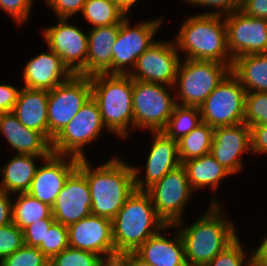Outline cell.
<instances>
[{
  "label": "cell",
  "mask_w": 267,
  "mask_h": 266,
  "mask_svg": "<svg viewBox=\"0 0 267 266\" xmlns=\"http://www.w3.org/2000/svg\"><path fill=\"white\" fill-rule=\"evenodd\" d=\"M206 212L192 224L184 226L183 220L175 223L184 245L188 266H206L216 255L224 251L238 237L233 220L214 194Z\"/></svg>",
  "instance_id": "6da1fadb"
},
{
  "label": "cell",
  "mask_w": 267,
  "mask_h": 266,
  "mask_svg": "<svg viewBox=\"0 0 267 266\" xmlns=\"http://www.w3.org/2000/svg\"><path fill=\"white\" fill-rule=\"evenodd\" d=\"M89 184L91 214L112 220L136 191L132 166L112 156L94 168L88 158L79 159L77 168Z\"/></svg>",
  "instance_id": "7a4b0ae2"
},
{
  "label": "cell",
  "mask_w": 267,
  "mask_h": 266,
  "mask_svg": "<svg viewBox=\"0 0 267 266\" xmlns=\"http://www.w3.org/2000/svg\"><path fill=\"white\" fill-rule=\"evenodd\" d=\"M181 25L173 41L184 59L217 61L231 69L233 59L223 16L198 13L186 17Z\"/></svg>",
  "instance_id": "3957f363"
},
{
  "label": "cell",
  "mask_w": 267,
  "mask_h": 266,
  "mask_svg": "<svg viewBox=\"0 0 267 266\" xmlns=\"http://www.w3.org/2000/svg\"><path fill=\"white\" fill-rule=\"evenodd\" d=\"M165 226L150 196L145 191L136 190L112 219L116 254L134 253Z\"/></svg>",
  "instance_id": "277c9868"
},
{
  "label": "cell",
  "mask_w": 267,
  "mask_h": 266,
  "mask_svg": "<svg viewBox=\"0 0 267 266\" xmlns=\"http://www.w3.org/2000/svg\"><path fill=\"white\" fill-rule=\"evenodd\" d=\"M91 96L110 134L127 140L133 128V79L129 75L99 74L90 77Z\"/></svg>",
  "instance_id": "5b68a950"
},
{
  "label": "cell",
  "mask_w": 267,
  "mask_h": 266,
  "mask_svg": "<svg viewBox=\"0 0 267 266\" xmlns=\"http://www.w3.org/2000/svg\"><path fill=\"white\" fill-rule=\"evenodd\" d=\"M229 72L217 61L182 58L173 85L176 104L200 107Z\"/></svg>",
  "instance_id": "8992f818"
},
{
  "label": "cell",
  "mask_w": 267,
  "mask_h": 266,
  "mask_svg": "<svg viewBox=\"0 0 267 266\" xmlns=\"http://www.w3.org/2000/svg\"><path fill=\"white\" fill-rule=\"evenodd\" d=\"M173 92L172 86L133 80V130L162 131L176 106Z\"/></svg>",
  "instance_id": "52a82bcc"
},
{
  "label": "cell",
  "mask_w": 267,
  "mask_h": 266,
  "mask_svg": "<svg viewBox=\"0 0 267 266\" xmlns=\"http://www.w3.org/2000/svg\"><path fill=\"white\" fill-rule=\"evenodd\" d=\"M103 130L110 133L102 122L96 101L91 96L75 117L53 138L52 153L85 159V147L98 139Z\"/></svg>",
  "instance_id": "ba28073f"
},
{
  "label": "cell",
  "mask_w": 267,
  "mask_h": 266,
  "mask_svg": "<svg viewBox=\"0 0 267 266\" xmlns=\"http://www.w3.org/2000/svg\"><path fill=\"white\" fill-rule=\"evenodd\" d=\"M163 18L141 20L131 26L129 16L119 24V32L112 47V74L129 75L136 65L137 59L157 40Z\"/></svg>",
  "instance_id": "9c48e42d"
},
{
  "label": "cell",
  "mask_w": 267,
  "mask_h": 266,
  "mask_svg": "<svg viewBox=\"0 0 267 266\" xmlns=\"http://www.w3.org/2000/svg\"><path fill=\"white\" fill-rule=\"evenodd\" d=\"M246 91L229 72L200 105L201 122L212 128L244 122Z\"/></svg>",
  "instance_id": "30bf717a"
},
{
  "label": "cell",
  "mask_w": 267,
  "mask_h": 266,
  "mask_svg": "<svg viewBox=\"0 0 267 266\" xmlns=\"http://www.w3.org/2000/svg\"><path fill=\"white\" fill-rule=\"evenodd\" d=\"M157 215L166 225L184 220V210L195 193L188 181L185 167L180 164L145 191Z\"/></svg>",
  "instance_id": "8fae6325"
},
{
  "label": "cell",
  "mask_w": 267,
  "mask_h": 266,
  "mask_svg": "<svg viewBox=\"0 0 267 266\" xmlns=\"http://www.w3.org/2000/svg\"><path fill=\"white\" fill-rule=\"evenodd\" d=\"M90 97V77L81 75H73L49 91L48 129L50 142L75 117Z\"/></svg>",
  "instance_id": "7c38bea8"
},
{
  "label": "cell",
  "mask_w": 267,
  "mask_h": 266,
  "mask_svg": "<svg viewBox=\"0 0 267 266\" xmlns=\"http://www.w3.org/2000/svg\"><path fill=\"white\" fill-rule=\"evenodd\" d=\"M58 24L43 28L42 35L47 47L55 52L74 75L86 69L88 33L68 18H58Z\"/></svg>",
  "instance_id": "4fadbf2b"
},
{
  "label": "cell",
  "mask_w": 267,
  "mask_h": 266,
  "mask_svg": "<svg viewBox=\"0 0 267 266\" xmlns=\"http://www.w3.org/2000/svg\"><path fill=\"white\" fill-rule=\"evenodd\" d=\"M180 61L174 41L158 39L137 59L129 76L133 80L173 87Z\"/></svg>",
  "instance_id": "5bb4252c"
},
{
  "label": "cell",
  "mask_w": 267,
  "mask_h": 266,
  "mask_svg": "<svg viewBox=\"0 0 267 266\" xmlns=\"http://www.w3.org/2000/svg\"><path fill=\"white\" fill-rule=\"evenodd\" d=\"M227 45L232 59L239 56L267 53V20L236 10L224 16Z\"/></svg>",
  "instance_id": "9a60e30c"
},
{
  "label": "cell",
  "mask_w": 267,
  "mask_h": 266,
  "mask_svg": "<svg viewBox=\"0 0 267 266\" xmlns=\"http://www.w3.org/2000/svg\"><path fill=\"white\" fill-rule=\"evenodd\" d=\"M150 133L152 134L151 137L154 138L148 156H146L145 169L131 164L137 191H146L169 171L182 164L176 140L167 137L162 131ZM141 171L143 174H141Z\"/></svg>",
  "instance_id": "2e32d148"
},
{
  "label": "cell",
  "mask_w": 267,
  "mask_h": 266,
  "mask_svg": "<svg viewBox=\"0 0 267 266\" xmlns=\"http://www.w3.org/2000/svg\"><path fill=\"white\" fill-rule=\"evenodd\" d=\"M78 162L76 157L51 153L38 166L27 193L52 207Z\"/></svg>",
  "instance_id": "e0dca14e"
},
{
  "label": "cell",
  "mask_w": 267,
  "mask_h": 266,
  "mask_svg": "<svg viewBox=\"0 0 267 266\" xmlns=\"http://www.w3.org/2000/svg\"><path fill=\"white\" fill-rule=\"evenodd\" d=\"M251 153V127L242 122L214 128L210 154L231 174L243 169L242 155Z\"/></svg>",
  "instance_id": "ac0fdd59"
},
{
  "label": "cell",
  "mask_w": 267,
  "mask_h": 266,
  "mask_svg": "<svg viewBox=\"0 0 267 266\" xmlns=\"http://www.w3.org/2000/svg\"><path fill=\"white\" fill-rule=\"evenodd\" d=\"M69 247L98 254L103 259L115 255L112 220L90 214L68 226Z\"/></svg>",
  "instance_id": "d6986e66"
},
{
  "label": "cell",
  "mask_w": 267,
  "mask_h": 266,
  "mask_svg": "<svg viewBox=\"0 0 267 266\" xmlns=\"http://www.w3.org/2000/svg\"><path fill=\"white\" fill-rule=\"evenodd\" d=\"M91 195L86 177L76 169L56 197L52 216L56 222L69 226L91 214Z\"/></svg>",
  "instance_id": "ffe728a7"
},
{
  "label": "cell",
  "mask_w": 267,
  "mask_h": 266,
  "mask_svg": "<svg viewBox=\"0 0 267 266\" xmlns=\"http://www.w3.org/2000/svg\"><path fill=\"white\" fill-rule=\"evenodd\" d=\"M22 74L23 87L48 91L74 75L62 59L49 48L48 52H42L30 58Z\"/></svg>",
  "instance_id": "44dd1931"
},
{
  "label": "cell",
  "mask_w": 267,
  "mask_h": 266,
  "mask_svg": "<svg viewBox=\"0 0 267 266\" xmlns=\"http://www.w3.org/2000/svg\"><path fill=\"white\" fill-rule=\"evenodd\" d=\"M172 228L173 225H166L143 243L134 254L150 266H188L178 229L172 238L165 236Z\"/></svg>",
  "instance_id": "7402d4cb"
},
{
  "label": "cell",
  "mask_w": 267,
  "mask_h": 266,
  "mask_svg": "<svg viewBox=\"0 0 267 266\" xmlns=\"http://www.w3.org/2000/svg\"><path fill=\"white\" fill-rule=\"evenodd\" d=\"M0 134L16 154L49 156L52 153L51 142L42 133L22 125L12 111L0 114Z\"/></svg>",
  "instance_id": "603a6c76"
},
{
  "label": "cell",
  "mask_w": 267,
  "mask_h": 266,
  "mask_svg": "<svg viewBox=\"0 0 267 266\" xmlns=\"http://www.w3.org/2000/svg\"><path fill=\"white\" fill-rule=\"evenodd\" d=\"M118 32L119 24L90 29L86 69L80 74L81 76L112 74V47L116 42Z\"/></svg>",
  "instance_id": "cb8c5ba5"
},
{
  "label": "cell",
  "mask_w": 267,
  "mask_h": 266,
  "mask_svg": "<svg viewBox=\"0 0 267 266\" xmlns=\"http://www.w3.org/2000/svg\"><path fill=\"white\" fill-rule=\"evenodd\" d=\"M48 90L21 87L12 113L28 129L42 133L49 140Z\"/></svg>",
  "instance_id": "d4e9b609"
},
{
  "label": "cell",
  "mask_w": 267,
  "mask_h": 266,
  "mask_svg": "<svg viewBox=\"0 0 267 266\" xmlns=\"http://www.w3.org/2000/svg\"><path fill=\"white\" fill-rule=\"evenodd\" d=\"M48 156L15 154L0 168L2 179L0 189L11 195L29 191L32 180L38 168L37 160ZM37 159V160H36Z\"/></svg>",
  "instance_id": "484cf974"
},
{
  "label": "cell",
  "mask_w": 267,
  "mask_h": 266,
  "mask_svg": "<svg viewBox=\"0 0 267 266\" xmlns=\"http://www.w3.org/2000/svg\"><path fill=\"white\" fill-rule=\"evenodd\" d=\"M182 165L186 169L189 185L194 192L209 187L217 194L221 181L232 175L210 153L186 160Z\"/></svg>",
  "instance_id": "4316f807"
},
{
  "label": "cell",
  "mask_w": 267,
  "mask_h": 266,
  "mask_svg": "<svg viewBox=\"0 0 267 266\" xmlns=\"http://www.w3.org/2000/svg\"><path fill=\"white\" fill-rule=\"evenodd\" d=\"M230 72L246 93H267V53L248 54L233 59Z\"/></svg>",
  "instance_id": "83f0119b"
},
{
  "label": "cell",
  "mask_w": 267,
  "mask_h": 266,
  "mask_svg": "<svg viewBox=\"0 0 267 266\" xmlns=\"http://www.w3.org/2000/svg\"><path fill=\"white\" fill-rule=\"evenodd\" d=\"M12 198V222L21 230L43 219L53 218L52 208L26 193L15 194Z\"/></svg>",
  "instance_id": "f1b7e54d"
},
{
  "label": "cell",
  "mask_w": 267,
  "mask_h": 266,
  "mask_svg": "<svg viewBox=\"0 0 267 266\" xmlns=\"http://www.w3.org/2000/svg\"><path fill=\"white\" fill-rule=\"evenodd\" d=\"M214 128L201 122L189 134L177 140L181 163L210 153Z\"/></svg>",
  "instance_id": "f546056e"
},
{
  "label": "cell",
  "mask_w": 267,
  "mask_h": 266,
  "mask_svg": "<svg viewBox=\"0 0 267 266\" xmlns=\"http://www.w3.org/2000/svg\"><path fill=\"white\" fill-rule=\"evenodd\" d=\"M81 13L91 28L120 24L126 17L114 0H86Z\"/></svg>",
  "instance_id": "4dcf8cb0"
},
{
  "label": "cell",
  "mask_w": 267,
  "mask_h": 266,
  "mask_svg": "<svg viewBox=\"0 0 267 266\" xmlns=\"http://www.w3.org/2000/svg\"><path fill=\"white\" fill-rule=\"evenodd\" d=\"M201 123L200 109L196 106H183L176 104L166 127L162 132L173 140L189 134Z\"/></svg>",
  "instance_id": "1f68e13d"
},
{
  "label": "cell",
  "mask_w": 267,
  "mask_h": 266,
  "mask_svg": "<svg viewBox=\"0 0 267 266\" xmlns=\"http://www.w3.org/2000/svg\"><path fill=\"white\" fill-rule=\"evenodd\" d=\"M239 237L224 251L218 253L206 266H255L253 249L251 254L244 249Z\"/></svg>",
  "instance_id": "d6a6232c"
},
{
  "label": "cell",
  "mask_w": 267,
  "mask_h": 266,
  "mask_svg": "<svg viewBox=\"0 0 267 266\" xmlns=\"http://www.w3.org/2000/svg\"><path fill=\"white\" fill-rule=\"evenodd\" d=\"M103 260L98 254L67 247L50 260L49 266H103Z\"/></svg>",
  "instance_id": "836d02e7"
},
{
  "label": "cell",
  "mask_w": 267,
  "mask_h": 266,
  "mask_svg": "<svg viewBox=\"0 0 267 266\" xmlns=\"http://www.w3.org/2000/svg\"><path fill=\"white\" fill-rule=\"evenodd\" d=\"M67 247H69L68 227L55 221L46 231L44 242L37 248L51 260Z\"/></svg>",
  "instance_id": "e575fe53"
},
{
  "label": "cell",
  "mask_w": 267,
  "mask_h": 266,
  "mask_svg": "<svg viewBox=\"0 0 267 266\" xmlns=\"http://www.w3.org/2000/svg\"><path fill=\"white\" fill-rule=\"evenodd\" d=\"M244 123H246L249 127L267 125L266 92L246 93Z\"/></svg>",
  "instance_id": "d590c367"
},
{
  "label": "cell",
  "mask_w": 267,
  "mask_h": 266,
  "mask_svg": "<svg viewBox=\"0 0 267 266\" xmlns=\"http://www.w3.org/2000/svg\"><path fill=\"white\" fill-rule=\"evenodd\" d=\"M50 260L37 248L23 245L6 256L0 266H49Z\"/></svg>",
  "instance_id": "8d00e7d4"
},
{
  "label": "cell",
  "mask_w": 267,
  "mask_h": 266,
  "mask_svg": "<svg viewBox=\"0 0 267 266\" xmlns=\"http://www.w3.org/2000/svg\"><path fill=\"white\" fill-rule=\"evenodd\" d=\"M24 245L23 230L15 223L0 227V262Z\"/></svg>",
  "instance_id": "74e56055"
},
{
  "label": "cell",
  "mask_w": 267,
  "mask_h": 266,
  "mask_svg": "<svg viewBox=\"0 0 267 266\" xmlns=\"http://www.w3.org/2000/svg\"><path fill=\"white\" fill-rule=\"evenodd\" d=\"M35 0H0V10L8 14L12 21L19 26L28 22Z\"/></svg>",
  "instance_id": "f35d334b"
},
{
  "label": "cell",
  "mask_w": 267,
  "mask_h": 266,
  "mask_svg": "<svg viewBox=\"0 0 267 266\" xmlns=\"http://www.w3.org/2000/svg\"><path fill=\"white\" fill-rule=\"evenodd\" d=\"M187 5H194L199 7H206L211 11H202L203 15H217V16H227L232 12L239 10L241 6V0H183ZM216 9V10H215Z\"/></svg>",
  "instance_id": "ab89813d"
},
{
  "label": "cell",
  "mask_w": 267,
  "mask_h": 266,
  "mask_svg": "<svg viewBox=\"0 0 267 266\" xmlns=\"http://www.w3.org/2000/svg\"><path fill=\"white\" fill-rule=\"evenodd\" d=\"M86 0H45V5L58 18H73L81 13Z\"/></svg>",
  "instance_id": "60d3db41"
},
{
  "label": "cell",
  "mask_w": 267,
  "mask_h": 266,
  "mask_svg": "<svg viewBox=\"0 0 267 266\" xmlns=\"http://www.w3.org/2000/svg\"><path fill=\"white\" fill-rule=\"evenodd\" d=\"M55 222L54 218L43 219V222H36L23 230L24 245L29 247H38L46 235V231Z\"/></svg>",
  "instance_id": "b9f144b4"
},
{
  "label": "cell",
  "mask_w": 267,
  "mask_h": 266,
  "mask_svg": "<svg viewBox=\"0 0 267 266\" xmlns=\"http://www.w3.org/2000/svg\"><path fill=\"white\" fill-rule=\"evenodd\" d=\"M21 87L12 84H0V114L11 112L18 98Z\"/></svg>",
  "instance_id": "7bdbcfd3"
},
{
  "label": "cell",
  "mask_w": 267,
  "mask_h": 266,
  "mask_svg": "<svg viewBox=\"0 0 267 266\" xmlns=\"http://www.w3.org/2000/svg\"><path fill=\"white\" fill-rule=\"evenodd\" d=\"M252 154H267V125L251 127Z\"/></svg>",
  "instance_id": "ee69618b"
},
{
  "label": "cell",
  "mask_w": 267,
  "mask_h": 266,
  "mask_svg": "<svg viewBox=\"0 0 267 266\" xmlns=\"http://www.w3.org/2000/svg\"><path fill=\"white\" fill-rule=\"evenodd\" d=\"M240 10L248 16L267 20V0H241Z\"/></svg>",
  "instance_id": "f6af8a7d"
},
{
  "label": "cell",
  "mask_w": 267,
  "mask_h": 266,
  "mask_svg": "<svg viewBox=\"0 0 267 266\" xmlns=\"http://www.w3.org/2000/svg\"><path fill=\"white\" fill-rule=\"evenodd\" d=\"M12 198L14 195L0 189V227L12 223Z\"/></svg>",
  "instance_id": "bcb514c9"
},
{
  "label": "cell",
  "mask_w": 267,
  "mask_h": 266,
  "mask_svg": "<svg viewBox=\"0 0 267 266\" xmlns=\"http://www.w3.org/2000/svg\"><path fill=\"white\" fill-rule=\"evenodd\" d=\"M260 245L253 249L255 266H267V235Z\"/></svg>",
  "instance_id": "7dc6e473"
},
{
  "label": "cell",
  "mask_w": 267,
  "mask_h": 266,
  "mask_svg": "<svg viewBox=\"0 0 267 266\" xmlns=\"http://www.w3.org/2000/svg\"><path fill=\"white\" fill-rule=\"evenodd\" d=\"M103 266H131V253L109 256L103 260Z\"/></svg>",
  "instance_id": "c3c4849f"
},
{
  "label": "cell",
  "mask_w": 267,
  "mask_h": 266,
  "mask_svg": "<svg viewBox=\"0 0 267 266\" xmlns=\"http://www.w3.org/2000/svg\"><path fill=\"white\" fill-rule=\"evenodd\" d=\"M139 0H115L119 9L126 15L129 16L130 9L137 3Z\"/></svg>",
  "instance_id": "681fc988"
},
{
  "label": "cell",
  "mask_w": 267,
  "mask_h": 266,
  "mask_svg": "<svg viewBox=\"0 0 267 266\" xmlns=\"http://www.w3.org/2000/svg\"><path fill=\"white\" fill-rule=\"evenodd\" d=\"M131 266H150V265L142 261L134 253H131Z\"/></svg>",
  "instance_id": "f907efd6"
}]
</instances>
